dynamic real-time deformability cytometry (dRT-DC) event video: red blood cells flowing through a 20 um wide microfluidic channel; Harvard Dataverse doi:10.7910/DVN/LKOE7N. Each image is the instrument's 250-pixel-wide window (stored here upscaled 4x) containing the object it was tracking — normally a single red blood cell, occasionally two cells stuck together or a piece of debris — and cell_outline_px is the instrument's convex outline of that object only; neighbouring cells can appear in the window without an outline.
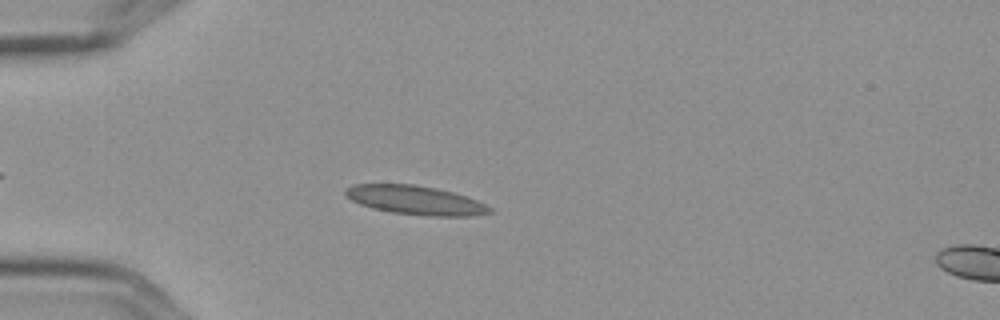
{"species": "Egyptian fruit bat (a non-hibernating species)", "species_latin": "Rousettus aegyptiacus", "temperature_condition": "cold", "stored_images_in_passage": 4, "segment_of_instrument_passage": [1, 2], "camera_frame_rate_fps": 3000, "um_per_image_px": 0.085, "frame": {"image": 1, "passage_image": 3, "time_ms": 0.667, "image_size_px": [1000, 320], "cell_outline_px": [[492, 212], [468, 216], [432, 216], [392, 212], [372, 208], [360, 204], [352, 200], [344, 192], [344, 188], [352, 184], [412, 184], [436, 188], [468, 196], [492, 208]], "centroid_in_image_um": [35.29, 17.0], "position_along_channel_um": 49.7, "area_um2": 24.16}}